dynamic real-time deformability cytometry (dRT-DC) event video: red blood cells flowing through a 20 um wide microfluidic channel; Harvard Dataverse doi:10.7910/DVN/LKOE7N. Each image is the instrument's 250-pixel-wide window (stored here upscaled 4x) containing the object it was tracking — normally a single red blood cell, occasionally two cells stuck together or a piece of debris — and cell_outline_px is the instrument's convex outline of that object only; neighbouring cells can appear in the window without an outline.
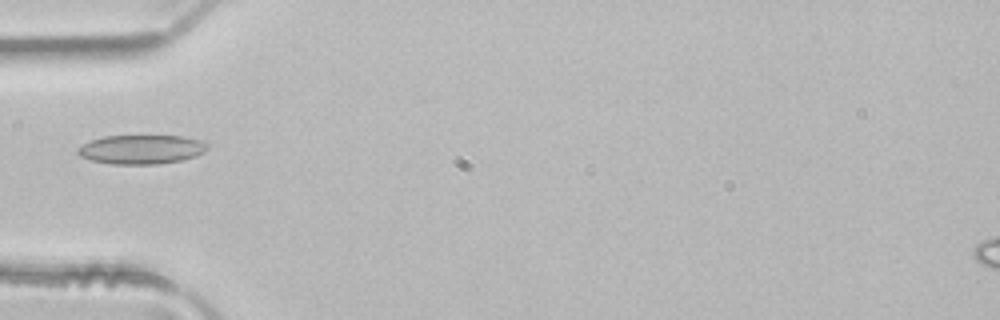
{"species": "common noctule bat (a hibernating species)", "species_latin": "Nyctalus noctula", "temperature_condition": "room temperature", "stored_images_in_passage": 4, "camera_frame_rate_fps": 3000, "um_per_image_px": 0.085, "animal": {"sex": "male", "body_mass_g": 21.5, "forearm_length_mm": 52.0}, "frame": {"image": 1, "passage_image": 4, "time_ms": 1.0, "image_size_px": [1000, 320], "cell_outline_px": [[208, 148], [204, 152], [196, 156], [180, 160], [156, 164], [112, 164], [92, 160], [80, 156], [76, 152], [76, 148], [92, 140], [104, 136], [184, 136], [200, 140], [208, 144]], "centroid_in_image_um": [12.02, 12.7], "position_along_channel_um": 73.0, "area_um2": 21.91}}